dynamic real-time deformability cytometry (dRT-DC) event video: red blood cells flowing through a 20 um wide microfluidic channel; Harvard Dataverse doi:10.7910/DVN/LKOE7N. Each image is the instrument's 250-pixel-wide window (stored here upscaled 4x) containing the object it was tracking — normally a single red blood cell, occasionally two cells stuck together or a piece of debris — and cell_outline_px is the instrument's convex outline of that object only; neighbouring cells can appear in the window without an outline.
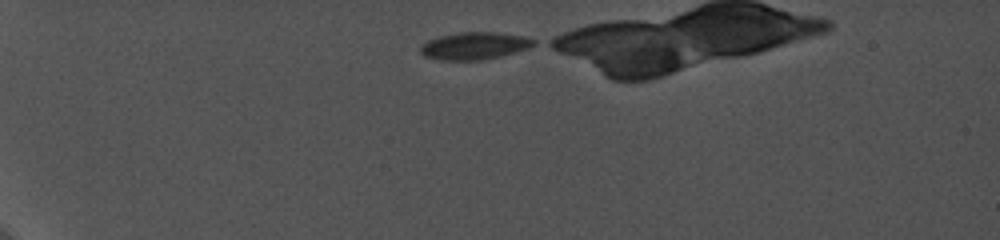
{"species": "common noctule bat (a hibernating species)", "species_latin": "Nyctalus noctula", "temperature_condition": "cold", "stored_images_in_passage": 26, "camera_frame_rate_fps": 5000, "um_per_image_px": 0.085, "animal": {"sex": "female", "body_mass_g": 19.0, "forearm_length_mm": 56.7}, "frame": {"image": 1, "passage_image": 1, "time_ms": 0.0, "image_size_px": [1000, 240], "cell_outline_px": [[536, 44], [528, 48], [500, 56], [480, 60], [440, 60], [424, 56], [420, 52], [420, 44], [428, 40], [440, 36], [460, 32], [496, 32], [520, 36], [536, 40]], "centroid_in_image_um": [40.28, 3.89], "position_along_channel_um": 44.7, "area_um2": 17.92}}
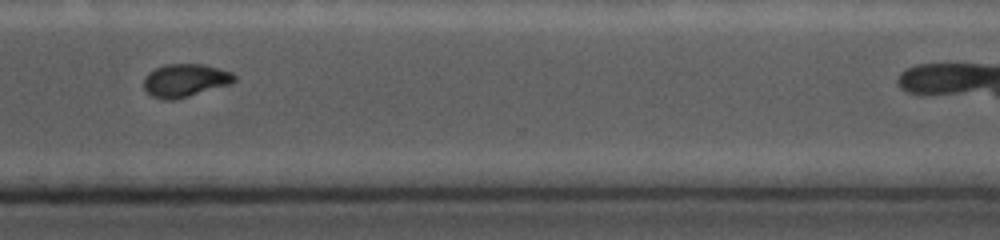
{"frame": {"image": 2, "passage_image": 21, "time_ms": 10.0, "image_size_px": [1000, 240], "cell_outline_px": [[236, 80], [232, 84], [188, 96], [172, 100], [164, 100], [152, 96], [144, 88], [144, 76], [148, 72], [156, 68], [168, 64], [204, 64], [232, 72], [236, 76]], "centroid_in_image_um": [15.76, 6.83], "position_along_channel_um": 354.8, "area_um2": 17.46}}
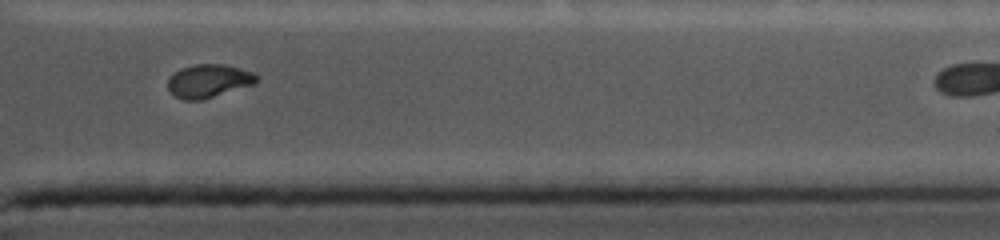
{"frame": {"image": 3, "passage_image": 23, "time_ms": 11.0, "image_size_px": [1000, 240], "cell_outline_px": [[256, 84], [200, 100], [184, 100], [176, 96], [168, 88], [168, 80], [180, 68], [192, 64], [224, 64], [252, 72], [256, 76]], "centroid_in_image_um": [17.73, 6.87], "position_along_channel_um": 393.7, "area_um2": 16.94}}